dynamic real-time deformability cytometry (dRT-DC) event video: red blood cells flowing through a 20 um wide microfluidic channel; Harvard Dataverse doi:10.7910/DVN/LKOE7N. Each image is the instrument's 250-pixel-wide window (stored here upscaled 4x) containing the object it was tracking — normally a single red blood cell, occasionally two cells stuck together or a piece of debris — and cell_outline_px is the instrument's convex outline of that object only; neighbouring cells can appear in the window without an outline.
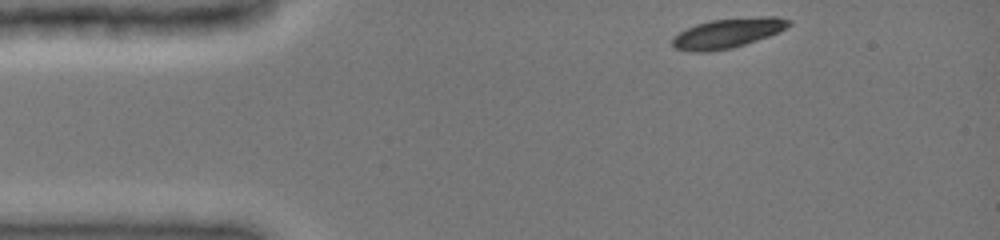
{"species": "common noctule bat (a hibernating species)", "species_latin": "Nyctalus noctula", "temperature_condition": "cold", "stored_images_in_passage": 8, "camera_frame_rate_fps": 3000, "um_per_image_px": 0.085, "animal": {"sex": "female", "body_mass_g": 19.0, "forearm_length_mm": 51.5}, "frame": {"image": 1, "passage_image": 1, "time_ms": 0.0, "image_size_px": [1000, 240], "cell_outline_px": [[792, 24], [768, 36], [732, 48], [708, 52], [692, 52], [676, 48], [672, 44], [672, 40], [680, 32], [696, 24], [712, 20], [764, 16], [776, 16], [792, 20]], "centroid_in_image_um": [61.87, 2.81], "position_along_channel_um": 23.1, "area_um2": 19.83}}